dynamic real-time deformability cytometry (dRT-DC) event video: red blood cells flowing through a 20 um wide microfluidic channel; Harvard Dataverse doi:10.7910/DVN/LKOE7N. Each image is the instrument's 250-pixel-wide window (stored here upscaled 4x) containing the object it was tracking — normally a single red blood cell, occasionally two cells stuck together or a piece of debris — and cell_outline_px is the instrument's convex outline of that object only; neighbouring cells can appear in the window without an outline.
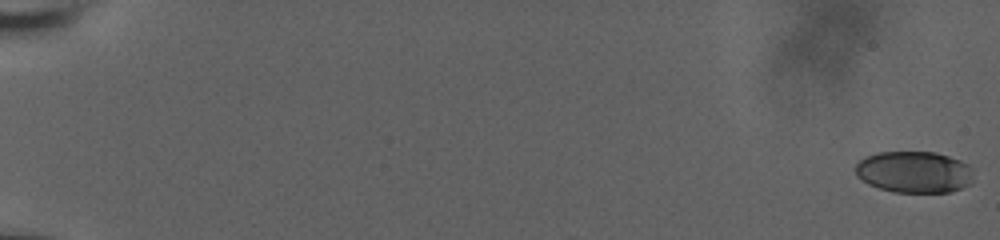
{"species": "human", "species_latin": "Homo sapiens", "temperature_condition": "room temperature", "stored_images_in_passage": 60, "camera_frame_rate_fps": 3000, "um_per_image_px": 0.085, "donor": {"sex": "male"}, "frame": {"image": 1, "passage_image": 1, "time_ms": 0.0, "image_size_px": [1000, 240], "cell_outline_px": [[972, 184], [952, 192], [892, 192], [868, 184], [856, 176], [856, 164], [864, 156], [876, 152], [936, 152], [960, 160], [968, 164], [972, 176]], "centroid_in_image_um": [77.69, 14.62], "position_along_channel_um": 7.3, "area_um2": 28.78}}
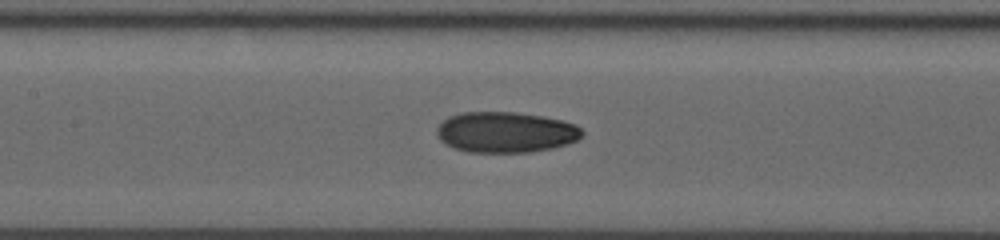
{"frame": {"image": 2, "passage_image": 32, "time_ms": 10.333, "image_size_px": [1000, 240], "cell_outline_px": [[584, 132], [576, 140], [552, 148], [528, 152], [468, 152], [452, 148], [444, 144], [436, 136], [436, 128], [448, 116], [460, 112], [516, 112], [540, 116], [560, 120], [576, 124]], "centroid_in_image_um": [42.91, 11.24], "position_along_channel_um": 164.5, "area_um2": 34.51}}
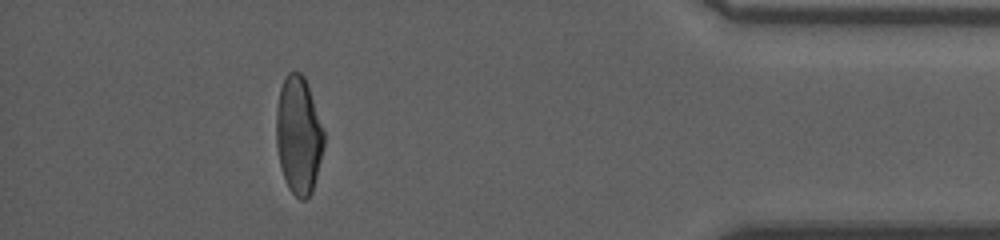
{"frame": {"image": 3, "passage_image": 55, "time_ms": 18.0, "image_size_px": [1000, 240], "cell_outline_px": [[324, 144], [312, 192], [304, 200], [300, 200], [288, 188], [284, 180], [280, 164], [276, 144], [276, 104], [280, 88], [288, 72], [300, 72], [304, 76], [324, 128]], "centroid_in_image_um": [25.37, 11.49], "position_along_channel_um": 409.8, "area_um2": 32.71}, "authors_computed_cell_mechanics": {"area_um2": 32.6859, "velocity_mm_per_s": 3.7462, "shape_relaxation_time_tau1_ms": 7.0654, "shape_relaxation_time_tau2_ms": 2.084, "deformation_change_tau1": 0.1816, "deformation_change_tau2": 0.0723}}